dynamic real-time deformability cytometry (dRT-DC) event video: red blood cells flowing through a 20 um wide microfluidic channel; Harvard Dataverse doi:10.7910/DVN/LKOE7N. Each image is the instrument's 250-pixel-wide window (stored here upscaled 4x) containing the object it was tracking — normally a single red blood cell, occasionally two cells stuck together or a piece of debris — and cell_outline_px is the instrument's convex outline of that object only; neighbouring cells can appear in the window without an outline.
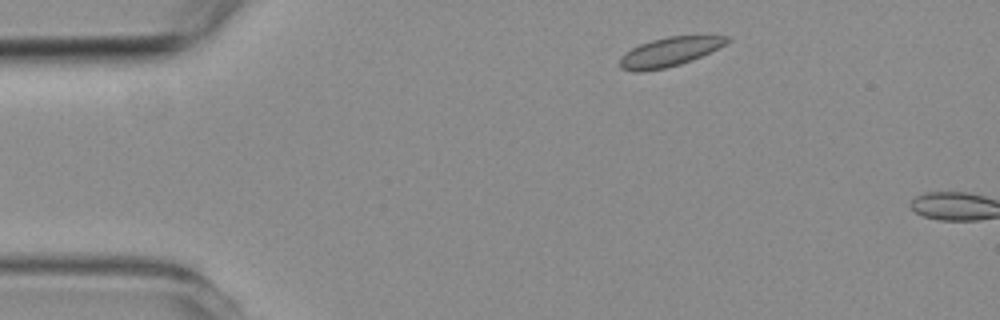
{"species": "common noctule bat (a hibernating species)", "species_latin": "Nyctalus noctula", "temperature_condition": "room temperature", "stored_images_in_passage": 2, "camera_frame_rate_fps": 3000, "um_per_image_px": 0.085, "animal": {"sex": "female", "body_mass_g": 19.3, "forearm_length_mm": 54.1}, "frame": {"image": 1, "passage_image": 1, "time_ms": 0.0, "image_size_px": [1000, 320], "cell_outline_px": [[732, 40], [692, 60], [680, 64], [664, 68], [640, 72], [632, 72], [620, 68], [620, 56], [632, 48], [640, 44], [652, 40], [668, 36], [728, 36]], "centroid_in_image_um": [56.85, 4.42], "position_along_channel_um": 28.2, "area_um2": 17.92}}